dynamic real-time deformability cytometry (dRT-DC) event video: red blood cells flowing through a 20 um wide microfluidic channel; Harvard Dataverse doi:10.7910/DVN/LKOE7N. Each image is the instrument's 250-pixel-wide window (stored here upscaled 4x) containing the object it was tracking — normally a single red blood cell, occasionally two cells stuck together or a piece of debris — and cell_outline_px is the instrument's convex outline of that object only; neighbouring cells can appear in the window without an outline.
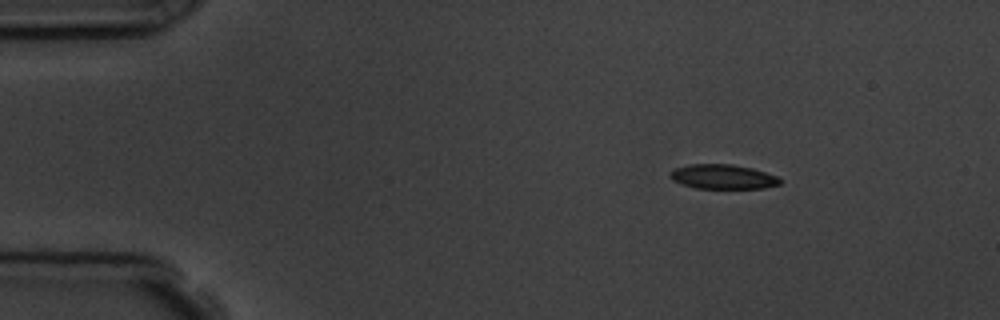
{"species": "common noctule bat (a hibernating species)", "species_latin": "Nyctalus noctula", "temperature_condition": "room temperature", "stored_images_in_passage": 7, "camera_frame_rate_fps": 3000, "um_per_image_px": 0.085, "animal": {"sex": "male", "body_mass_g": 19.5, "forearm_length_mm": 54.6}, "frame": {"image": 1, "passage_image": 1, "time_ms": 0.0, "image_size_px": [1000, 320], "cell_outline_px": [[784, 180], [780, 184], [764, 188], [696, 188], [680, 184], [672, 180], [668, 176], [668, 172], [676, 168], [692, 164], [732, 164], [752, 168], [776, 176]], "centroid_in_image_um": [61.42, 15.02], "position_along_channel_um": 23.6, "area_um2": 15.78}}